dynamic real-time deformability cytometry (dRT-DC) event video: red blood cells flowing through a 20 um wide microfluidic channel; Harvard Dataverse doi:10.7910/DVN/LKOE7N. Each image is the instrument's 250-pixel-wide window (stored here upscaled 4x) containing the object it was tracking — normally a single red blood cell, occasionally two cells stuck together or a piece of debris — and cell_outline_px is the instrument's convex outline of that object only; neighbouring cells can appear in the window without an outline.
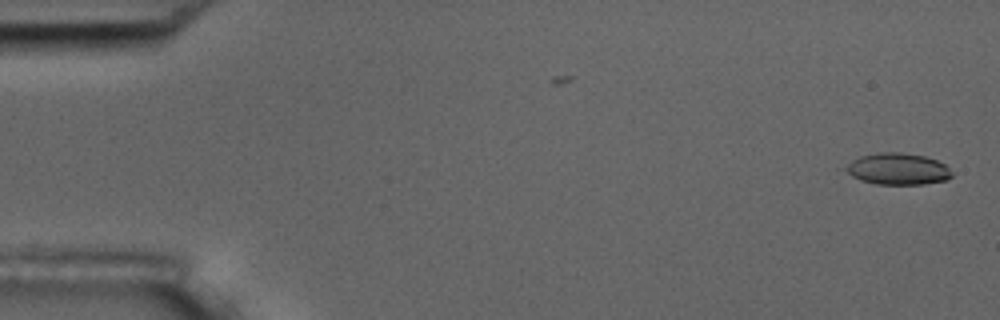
{"species": "common noctule bat (a hibernating species)", "species_latin": "Nyctalus noctula", "temperature_condition": "room temperature", "stored_images_in_passage": 2, "camera_frame_rate_fps": 3000, "um_per_image_px": 0.085, "animal": {"sex": "male", "body_mass_g": 17.5, "forearm_length_mm": 52.3}, "frame": {"image": 1, "passage_image": 2, "time_ms": 1.0, "image_size_px": [1000, 320], "cell_outline_px": [[952, 176], [948, 180], [924, 184], [876, 184], [860, 180], [836, 168], [860, 156], [880, 152], [900, 152], [924, 156], [936, 160], [944, 164], [952, 172]], "centroid_in_image_um": [76.22, 14.36], "position_along_channel_um": 8.8, "area_um2": 19.94}}